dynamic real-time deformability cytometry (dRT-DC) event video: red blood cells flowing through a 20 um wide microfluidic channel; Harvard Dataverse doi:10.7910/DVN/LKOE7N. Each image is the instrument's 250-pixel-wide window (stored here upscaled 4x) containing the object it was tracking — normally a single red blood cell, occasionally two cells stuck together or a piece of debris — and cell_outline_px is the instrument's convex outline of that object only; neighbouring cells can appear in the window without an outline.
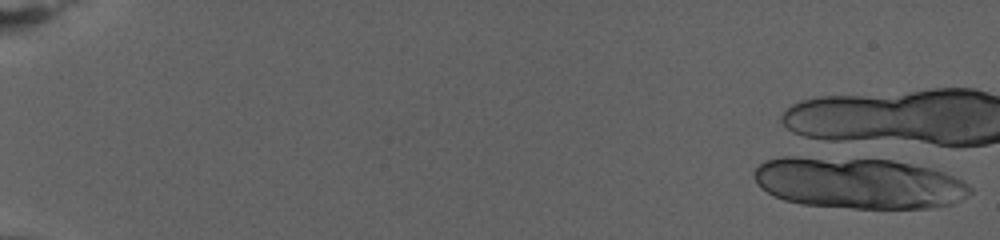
{"species": "human", "species_latin": "Homo sapiens", "temperature_condition": "warm", "stored_images_in_passage": 2, "camera_frame_rate_fps": 3000, "um_per_image_px": 0.085, "donor": {"sex": "female"}, "frame": {"image": 1, "passage_image": 1, "time_ms": 0.0, "image_size_px": [1000, 240], "cell_outline_px": [[972, 192], [968, 196], [952, 204], [932, 208], [852, 208], [800, 204], [784, 200], [772, 196], [760, 188], [752, 176], [752, 172], [764, 160], [780, 156], [796, 156], [892, 160], [932, 168], [944, 172], [968, 184], [972, 188]], "centroid_in_image_um": [72.92, 15.55], "position_along_channel_um": 12.1, "area_um2": 65.14}}